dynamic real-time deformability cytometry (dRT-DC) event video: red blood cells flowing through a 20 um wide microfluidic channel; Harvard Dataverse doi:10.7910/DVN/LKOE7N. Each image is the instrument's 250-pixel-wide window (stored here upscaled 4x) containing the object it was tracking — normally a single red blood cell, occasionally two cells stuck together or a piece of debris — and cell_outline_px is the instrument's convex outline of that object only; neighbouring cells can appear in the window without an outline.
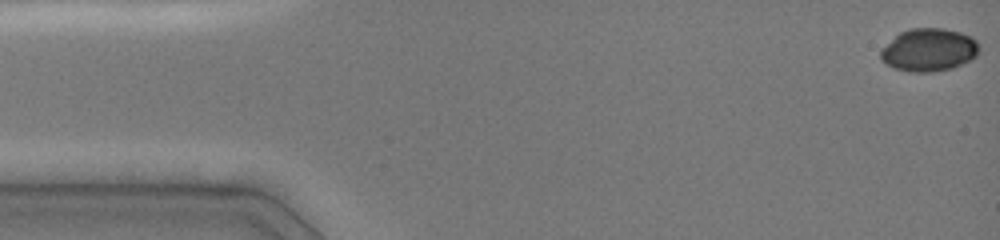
{"species": "common noctule bat (a hibernating species)", "species_latin": "Nyctalus noctula", "temperature_condition": "cold", "stored_images_in_passage": 33, "camera_frame_rate_fps": 3000, "um_per_image_px": 0.085, "animal": {"sex": "female", "body_mass_g": 19.0, "forearm_length_mm": 51.5}, "frame": {"image": 1, "passage_image": 1, "time_ms": 0.0, "image_size_px": [1000, 240], "cell_outline_px": [[980, 52], [976, 56], [952, 68], [932, 72], [908, 72], [896, 68], [880, 60], [880, 48], [900, 32], [912, 28], [944, 28], [960, 32], [972, 36], [980, 44]], "centroid_in_image_um": [78.96, 4.23], "position_along_channel_um": 6.0, "area_um2": 24.8}}
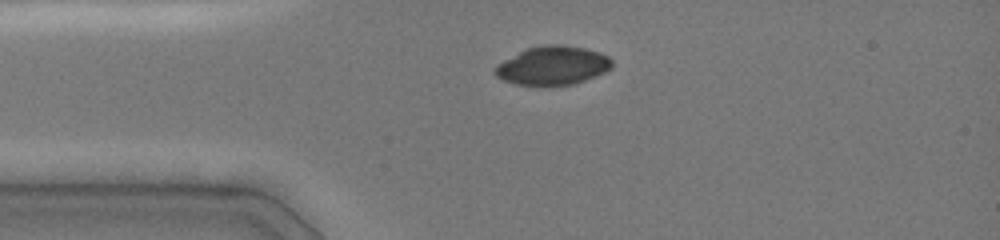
{"frame": {"image": 2, "passage_image": 19, "time_ms": 3.333, "image_size_px": [1000, 240], "cell_outline_px": [[612, 68], [596, 76], [576, 84], [552, 88], [540, 88], [516, 84], [504, 80], [496, 76], [492, 72], [492, 68], [496, 64], [528, 48], [544, 44], [560, 44], [584, 48], [600, 52], [608, 56], [612, 60]], "centroid_in_image_um": [46.96, 5.62], "position_along_channel_um": 38.0, "area_um2": 27.28}}
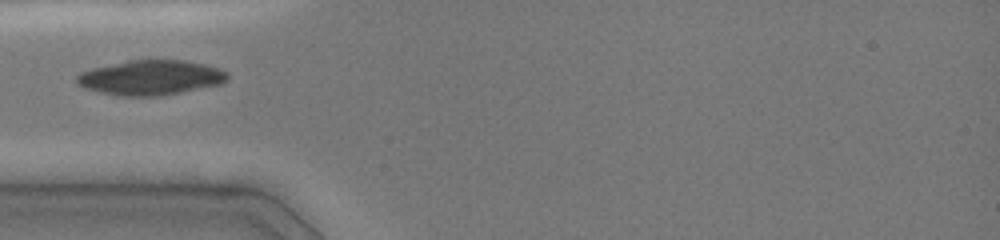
{"frame": {"image": 3, "passage_image": 26, "time_ms": 4.667, "image_size_px": [1000, 240], "cell_outline_px": [[228, 80], [224, 84], [160, 96], [120, 96], [100, 92], [84, 88], [76, 84], [76, 76], [80, 72], [92, 68], [128, 60], [184, 60], [204, 64], [220, 68], [228, 72]], "centroid_in_image_um": [12.83, 6.6], "position_along_channel_um": 72.2, "area_um2": 30.92}}